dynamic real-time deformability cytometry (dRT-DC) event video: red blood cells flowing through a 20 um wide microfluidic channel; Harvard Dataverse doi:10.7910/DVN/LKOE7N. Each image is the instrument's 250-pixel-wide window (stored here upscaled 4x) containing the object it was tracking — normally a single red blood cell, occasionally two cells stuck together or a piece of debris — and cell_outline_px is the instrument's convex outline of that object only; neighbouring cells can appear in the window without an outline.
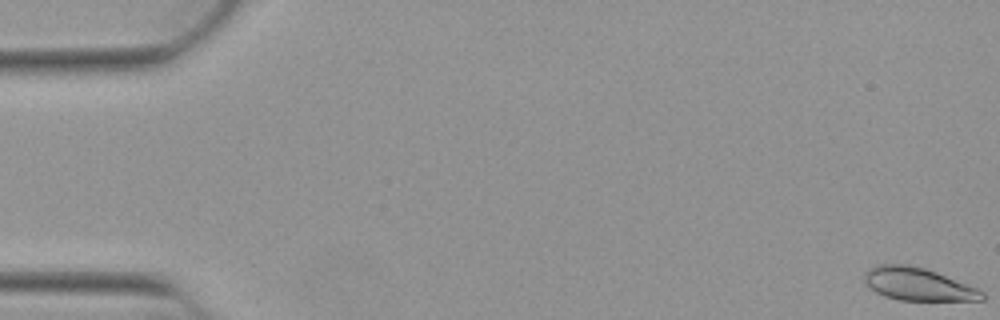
{"species": "Egyptian fruit bat (a non-hibernating species)", "species_latin": "Rousettus aegyptiacus", "temperature_condition": "warm", "stored_images_in_passage": 53, "camera_frame_rate_fps": 3000, "um_per_image_px": 0.085, "animal": {"sex": "female"}, "frame": {"image": 1, "passage_image": 1, "time_ms": 0.0, "image_size_px": [1000, 320], "cell_outline_px": [[984, 300], [900, 300], [884, 296], [876, 292], [864, 280], [864, 272], [868, 268], [876, 264], [904, 264], [924, 268], [936, 272], [976, 288], [984, 292]], "centroid_in_image_um": [77.99, 24.15], "position_along_channel_um": 7.0, "area_um2": 22.2}}
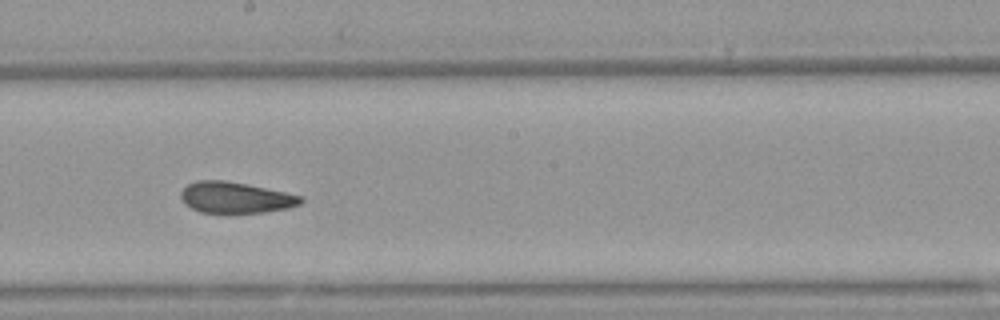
{"frame": {"image": 2, "passage_image": 30, "time_ms": 9.667, "image_size_px": [1000, 320], "cell_outline_px": [[304, 200], [300, 204], [288, 208], [260, 212], [228, 216], [200, 212], [184, 204], [180, 196], [180, 192], [188, 184], [196, 180], [224, 180], [304, 196]], "centroid_in_image_um": [19.98, 16.84], "position_along_channel_um": 228.2, "area_um2": 22.31}}
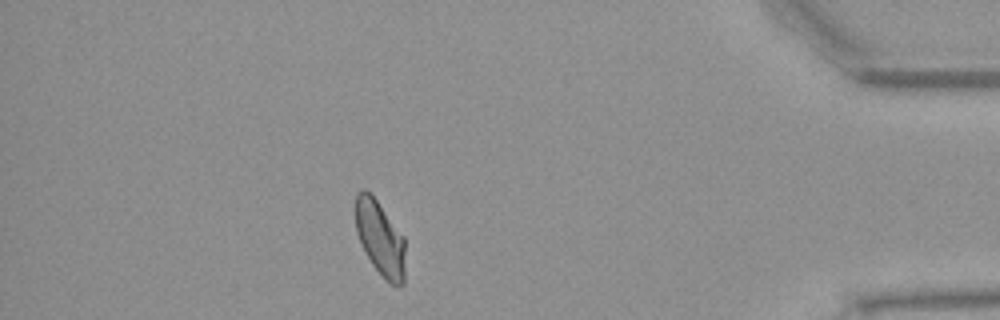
{"frame": {"image": 3, "passage_image": 47, "time_ms": 15.333, "image_size_px": [1000, 320], "cell_outline_px": [[404, 284], [392, 284], [384, 280], [372, 264], [360, 244], [356, 232], [356, 192], [364, 188], [376, 200], [404, 236]], "centroid_in_image_um": [32.3, 20.27], "position_along_channel_um": 402.9, "area_um2": 21.5}, "authors_computed_cell_mechanics": {"area_um2": 22.4264, "velocity_mm_per_s": 3.8918, "shape_relaxation_time_tau1_ms": 7.5034, "shape_relaxation_time_tau2_ms": 2.2795, "deformation_change_tau1": 0.176, "deformation_change_tau2": 0.0742}}